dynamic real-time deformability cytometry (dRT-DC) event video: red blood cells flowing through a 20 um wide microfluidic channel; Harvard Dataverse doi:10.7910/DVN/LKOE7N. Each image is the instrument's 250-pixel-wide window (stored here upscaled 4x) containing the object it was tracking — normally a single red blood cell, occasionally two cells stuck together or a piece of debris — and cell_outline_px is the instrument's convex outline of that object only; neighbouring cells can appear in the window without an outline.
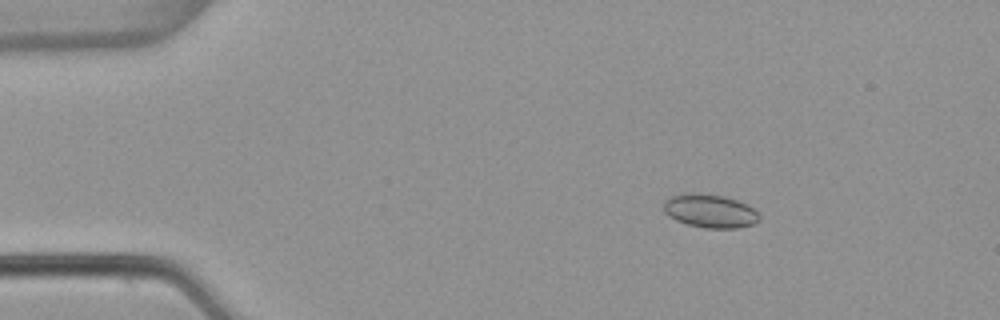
{"species": "common noctule bat (a hibernating species)", "species_latin": "Nyctalus noctula", "temperature_condition": "warm", "stored_images_in_passage": 54, "camera_frame_rate_fps": 3000, "um_per_image_px": 0.085, "animal": {"sex": "female", "body_mass_g": 22.7, "forearm_length_mm": 54.2}, "frame": {"image": 1, "passage_image": 9, "time_ms": 2.667, "image_size_px": [1000, 320], "cell_outline_px": [[760, 220], [752, 224], [736, 228], [704, 228], [688, 224], [676, 220], [668, 216], [664, 212], [664, 200], [668, 196], [692, 192], [696, 192], [724, 196], [748, 204], [760, 216]], "centroid_in_image_um": [60.32, 17.92], "position_along_channel_um": 24.7, "area_um2": 18.79}}
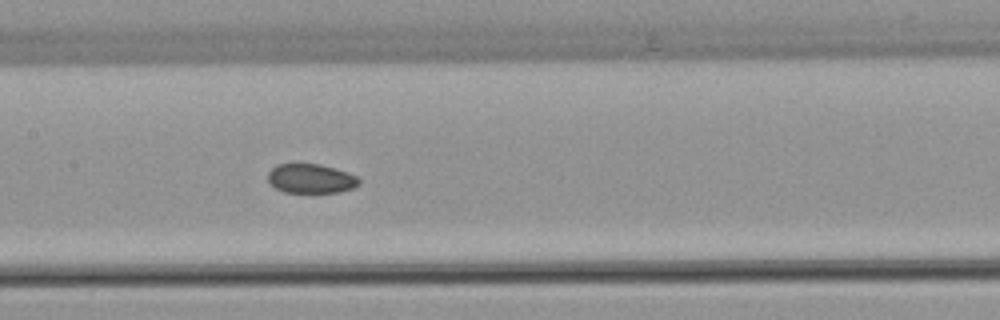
{"frame": {"image": 2, "passage_image": 27, "time_ms": 8.667, "image_size_px": [1000, 320], "cell_outline_px": [[360, 184], [352, 188], [340, 192], [312, 196], [284, 192], [276, 188], [268, 180], [268, 172], [276, 164], [320, 164], [336, 168], [348, 172], [356, 176], [360, 180]], "centroid_in_image_um": [26.45, 15.23], "position_along_channel_um": 181.0, "area_um2": 16.36}}
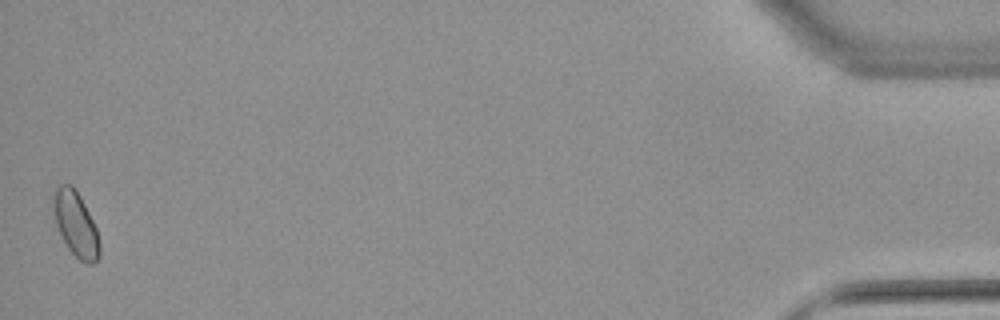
{"frame": {"image": 3, "passage_image": 54, "time_ms": 17.667, "image_size_px": [1000, 320], "cell_outline_px": [[100, 256], [92, 264], [88, 264], [80, 260], [68, 248], [56, 224], [52, 208], [52, 192], [60, 184], [72, 184], [80, 196], [96, 228], [100, 244]], "centroid_in_image_um": [6.42, 19.02], "position_along_channel_um": 428.8, "area_um2": 17.4}, "authors_computed_cell_mechanics": {"area_um2": 16.762, "velocity_mm_per_s": 3.8134, "shape_relaxation_time_tau1_ms": null, "shape_relaxation_time_tau2_ms": 2.3112, "deformation_change_tau1": null, "deformation_change_tau2": 0.0495}}